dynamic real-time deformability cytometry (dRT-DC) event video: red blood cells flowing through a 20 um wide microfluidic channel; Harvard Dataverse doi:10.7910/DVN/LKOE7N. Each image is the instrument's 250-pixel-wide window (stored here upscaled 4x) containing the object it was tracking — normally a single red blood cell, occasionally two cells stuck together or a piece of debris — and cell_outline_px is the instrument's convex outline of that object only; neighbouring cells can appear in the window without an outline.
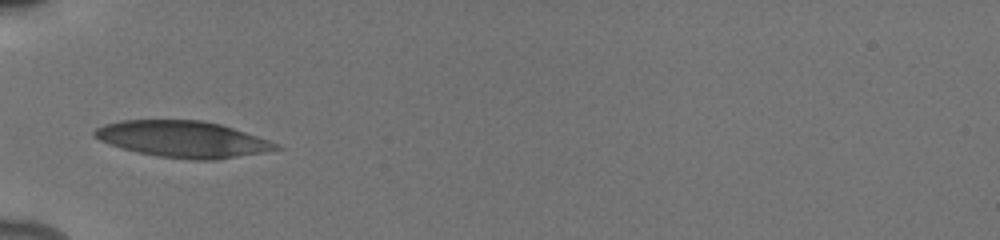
{"species": "human", "species_latin": "Homo sapiens", "temperature_condition": "cold", "stored_images_in_passage": 2, "camera_frame_rate_fps": 3000, "um_per_image_px": 0.085, "donor": {"sex": "male"}, "frame": {"image": 1, "passage_image": 1, "time_ms": 0.0, "image_size_px": [1000, 240], "cell_outline_px": [[284, 148], [264, 152], [216, 160], [192, 160], [160, 156], [140, 152], [108, 144], [92, 136], [92, 132], [96, 128], [104, 124], [120, 120], [204, 120], [220, 124], [268, 140]], "centroid_in_image_um": [15.51, 11.82], "position_along_channel_um": 69.5, "area_um2": 38.21}}